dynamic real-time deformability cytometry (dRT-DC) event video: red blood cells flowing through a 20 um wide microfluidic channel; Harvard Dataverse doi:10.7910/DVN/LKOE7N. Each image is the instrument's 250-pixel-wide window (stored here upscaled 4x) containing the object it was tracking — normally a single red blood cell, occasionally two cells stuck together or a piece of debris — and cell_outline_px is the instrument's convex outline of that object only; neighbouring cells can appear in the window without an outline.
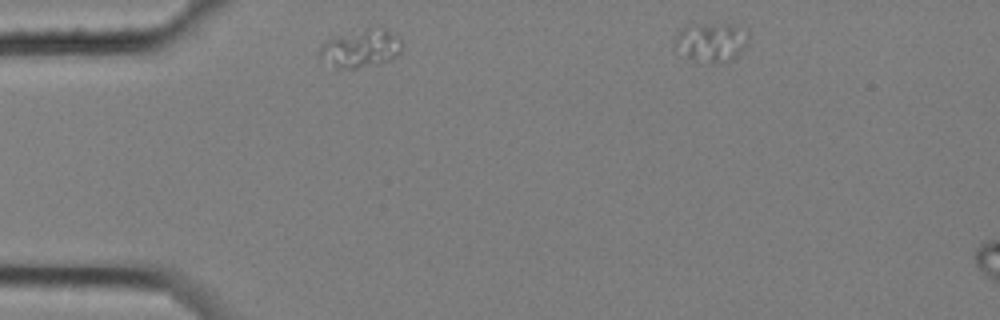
{"species": "common noctule bat (a hibernating species)", "species_latin": "Nyctalus noctula", "temperature_condition": "cold", "stored_images_in_passage": 5, "camera_frame_rate_fps": 3000, "um_per_image_px": 0.085, "animal": {"sex": "female", "body_mass_g": 25.1}, "frame": {"image": 1, "passage_image": 1, "time_ms": 0.0, "image_size_px": [1000, 320], "cell_outline_px": [[404, 44], [400, 52], [396, 56], [388, 60], [356, 68], [344, 68], [320, 60], [320, 48], [328, 40], [340, 36], [368, 28], [384, 28], [400, 36]], "centroid_in_image_um": [30.75, 4.09], "position_along_channel_um": 54.3, "area_um2": 17.69}}